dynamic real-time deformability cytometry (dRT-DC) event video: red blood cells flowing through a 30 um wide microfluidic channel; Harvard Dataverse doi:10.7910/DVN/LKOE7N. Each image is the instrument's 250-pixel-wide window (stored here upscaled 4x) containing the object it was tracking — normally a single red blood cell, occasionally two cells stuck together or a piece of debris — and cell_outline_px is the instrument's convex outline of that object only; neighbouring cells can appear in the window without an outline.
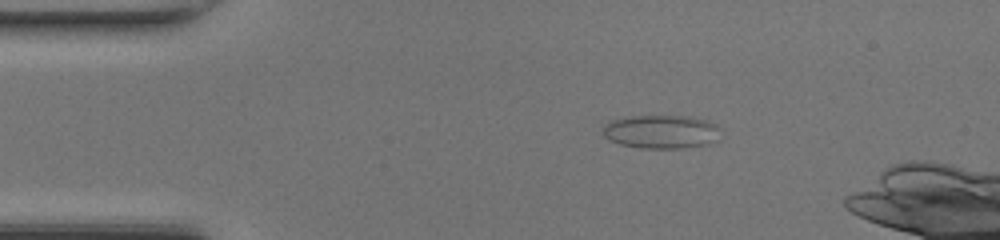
{"species": "common noctule bat (a hibernating species)", "species_latin": "Nyctalus noctula", "temperature_condition": "room temperature", "stored_images_in_passage": 37, "camera_frame_rate_fps": 3000, "um_per_image_px": 0.085, "animal": {"sex": "female", "body_mass_g": 17.0, "forearm_length_mm": 48.0}, "frame": {"image": 1, "passage_image": 2, "time_ms": 0.333, "image_size_px": [1000, 240], "cell_outline_px": [[720, 140], [708, 144], [684, 148], [644, 148], [620, 144], [604, 136], [604, 124], [612, 120], [632, 116], [692, 116], [708, 120], [716, 124]], "centroid_in_image_um": [56.26, 11.19], "position_along_channel_um": 28.7, "area_um2": 23.0}}
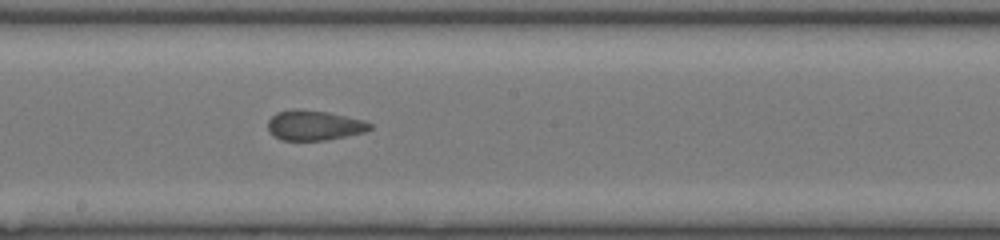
{"frame": {"image": 2, "passage_image": 19, "time_ms": 6.0, "image_size_px": [1000, 240], "cell_outline_px": [[372, 128], [364, 132], [328, 140], [280, 140], [272, 136], [268, 128], [268, 120], [276, 112], [296, 108], [328, 112], [364, 120], [372, 124]], "centroid_in_image_um": [26.68, 10.65], "position_along_channel_um": 221.5, "area_um2": 17.98}}
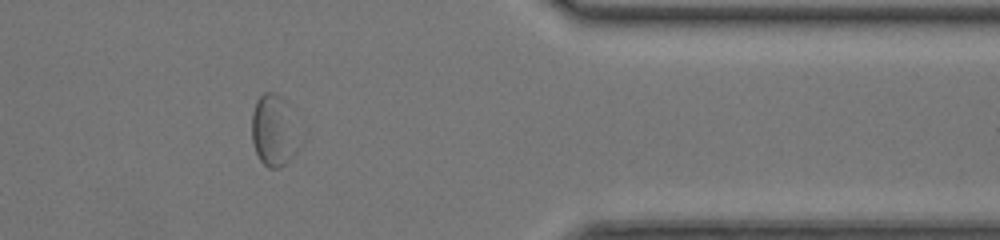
{"frame": {"image": 3, "passage_image": 32, "time_ms": 10.333, "image_size_px": [1000, 240], "cell_outline_px": [[308, 132], [300, 148], [280, 168], [268, 168], [260, 160], [256, 152], [252, 140], [252, 112], [256, 100], [264, 92], [272, 92], [280, 96], [284, 100]], "centroid_in_image_um": [23.43, 11.1], "position_along_channel_um": 388.0, "area_um2": 21.39}}